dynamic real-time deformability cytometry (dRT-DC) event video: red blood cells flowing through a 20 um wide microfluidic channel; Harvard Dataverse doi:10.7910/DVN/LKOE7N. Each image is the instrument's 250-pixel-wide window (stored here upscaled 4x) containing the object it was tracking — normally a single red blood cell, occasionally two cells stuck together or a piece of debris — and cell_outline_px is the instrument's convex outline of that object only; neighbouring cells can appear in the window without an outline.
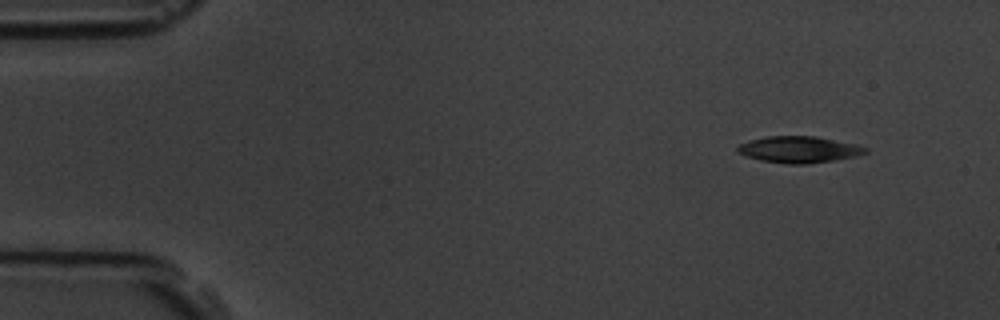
{"species": "common noctule bat (a hibernating species)", "species_latin": "Nyctalus noctula", "temperature_condition": "room temperature", "stored_images_in_passage": 4, "camera_frame_rate_fps": 3000, "um_per_image_px": 0.085, "animal": {"sex": "male", "body_mass_g": 19.5, "forearm_length_mm": 54.6}, "frame": {"image": 1, "passage_image": 1, "time_ms": 0.0, "image_size_px": [1000, 320], "cell_outline_px": [[868, 152], [856, 156], [832, 160], [804, 164], [788, 164], [760, 160], [736, 152], [736, 148], [740, 144], [748, 140], [768, 136], [816, 136], [856, 144], [868, 148]], "centroid_in_image_um": [67.9, 12.7], "position_along_channel_um": 17.1, "area_um2": 19.65}}
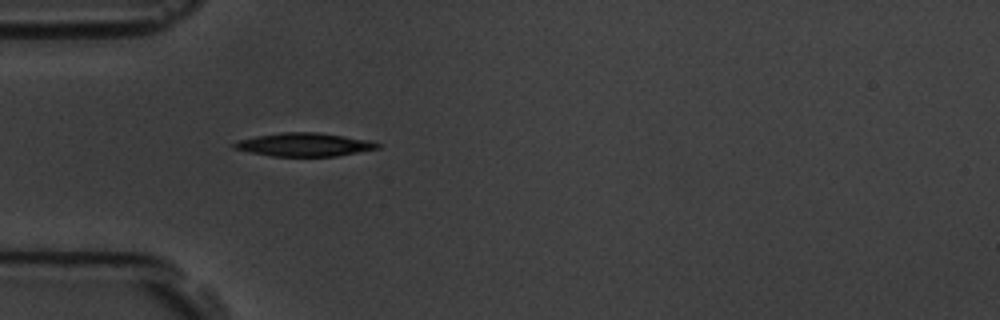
{"frame": {"image": 2, "passage_image": 4, "time_ms": 3.667, "image_size_px": [1000, 320], "cell_outline_px": [[380, 148], [336, 156], [272, 156], [248, 152], [232, 148], [232, 144], [236, 140], [256, 136], [280, 132], [316, 132], [372, 140], [380, 144]], "centroid_in_image_um": [25.83, 12.29], "position_along_channel_um": 59.2, "area_um2": 19.65}}